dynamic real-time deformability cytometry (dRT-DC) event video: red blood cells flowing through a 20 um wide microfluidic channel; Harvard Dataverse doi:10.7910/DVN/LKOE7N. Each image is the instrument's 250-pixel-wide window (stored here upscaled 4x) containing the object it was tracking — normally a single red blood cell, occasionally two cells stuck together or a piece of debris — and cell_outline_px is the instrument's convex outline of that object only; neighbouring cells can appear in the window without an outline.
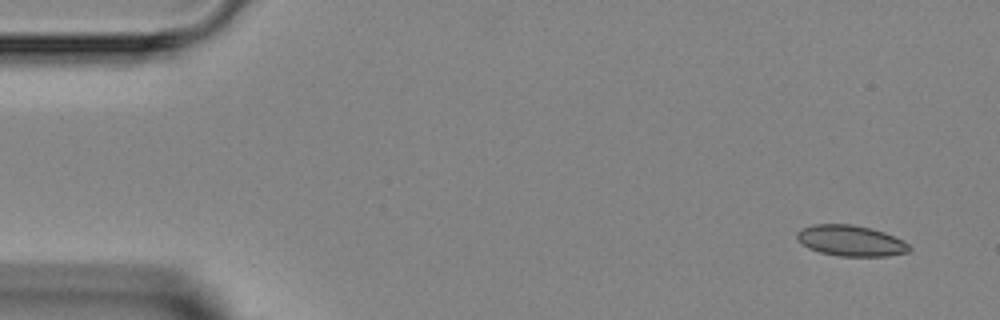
{"species": "Egyptian fruit bat (a non-hibernating species)", "species_latin": "Rousettus aegyptiacus", "temperature_condition": "room temperature", "stored_images_in_passage": 4, "camera_frame_rate_fps": 3000, "um_per_image_px": 0.085, "animal": {"sex": "female"}, "frame": {"image": 1, "passage_image": 1, "time_ms": 0.0, "image_size_px": [1000, 320], "cell_outline_px": [[912, 248], [908, 252], [888, 256], [840, 256], [820, 252], [808, 248], [796, 240], [796, 232], [800, 228], [812, 224], [852, 224], [884, 232], [908, 244]], "centroid_in_image_um": [72.25, 20.46], "position_along_channel_um": 12.8, "area_um2": 20.17}}